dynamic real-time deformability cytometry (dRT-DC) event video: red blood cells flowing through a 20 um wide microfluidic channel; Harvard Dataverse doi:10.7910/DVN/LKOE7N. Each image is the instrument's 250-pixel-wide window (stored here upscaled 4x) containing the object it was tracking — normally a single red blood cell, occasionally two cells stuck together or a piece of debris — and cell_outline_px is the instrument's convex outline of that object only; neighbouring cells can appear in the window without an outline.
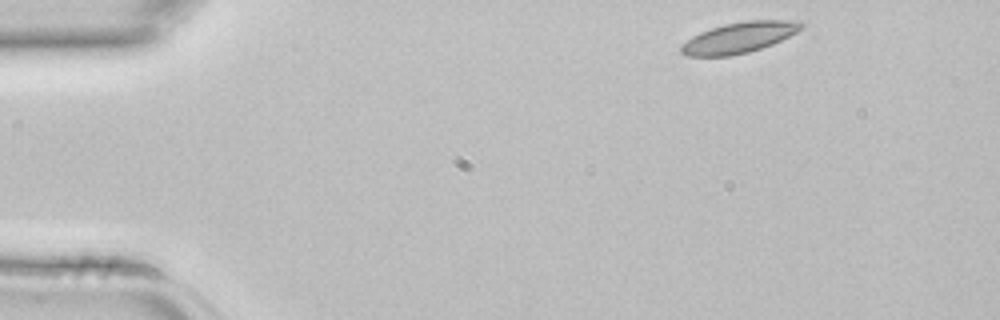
{"species": "common noctule bat (a hibernating species)", "species_latin": "Nyctalus noctula", "temperature_condition": "room temperature", "stored_images_in_passage": 3, "camera_frame_rate_fps": 3000, "um_per_image_px": 0.085, "animal": {"sex": "female", "body_mass_g": 22.7, "forearm_length_mm": 54.2}, "frame": {"image": 1, "passage_image": 1, "time_ms": 0.0, "image_size_px": [1000, 320], "cell_outline_px": [[804, 28], [772, 44], [748, 52], [728, 56], [684, 56], [680, 52], [680, 44], [692, 36], [700, 32], [724, 24], [748, 20], [800, 20], [804, 24]], "centroid_in_image_um": [62.81, 3.19], "position_along_channel_um": 22.2, "area_um2": 21.56}}
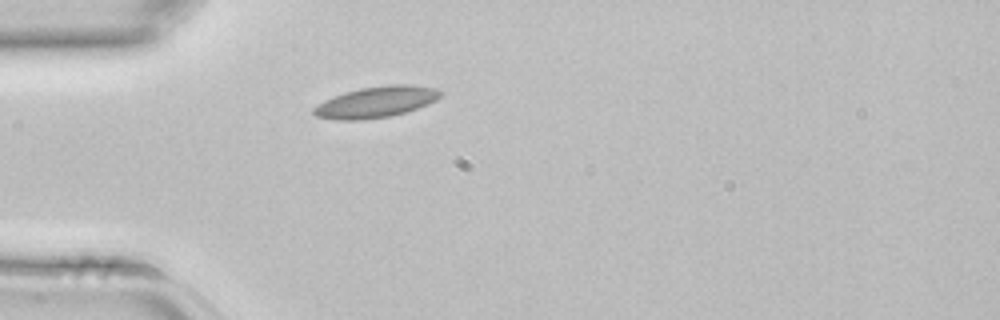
{"frame": {"image": 2, "passage_image": 3, "time_ms": 0.667, "image_size_px": [1000, 320], "cell_outline_px": [[444, 92], [436, 100], [428, 104], [408, 112], [392, 116], [364, 120], [336, 120], [316, 116], [312, 112], [312, 108], [324, 100], [344, 92], [360, 88], [388, 84], [412, 84], [440, 88]], "centroid_in_image_um": [32.01, 8.66], "position_along_channel_um": 53.0, "area_um2": 23.47}}